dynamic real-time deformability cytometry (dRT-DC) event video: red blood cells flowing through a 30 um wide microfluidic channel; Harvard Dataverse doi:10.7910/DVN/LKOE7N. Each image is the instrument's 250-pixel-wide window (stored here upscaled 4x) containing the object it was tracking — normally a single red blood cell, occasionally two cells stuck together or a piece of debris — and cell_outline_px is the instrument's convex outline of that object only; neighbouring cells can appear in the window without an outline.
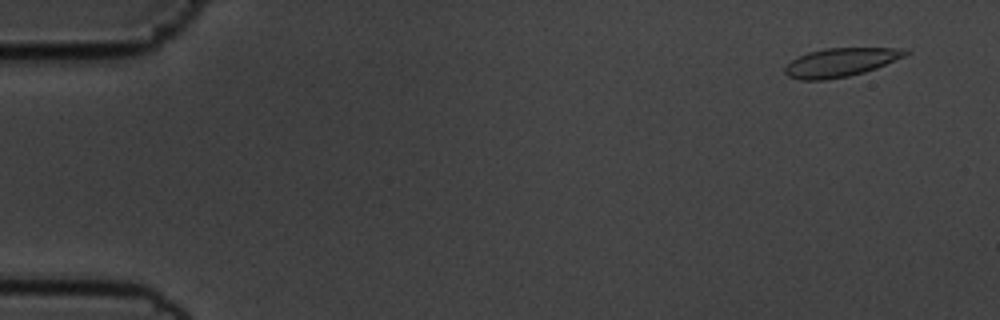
{"species": "common noctule bat (a hibernating species)", "species_latin": "Nyctalus noctula", "temperature_condition": "cold", "stored_images_in_passage": 56, "camera_frame_rate_fps": 3000, "um_per_image_px": 0.085, "animal": {"sex": "male", "body_mass_g": 19.5, "forearm_length_mm": 54.6}, "frame": {"image": 1, "passage_image": 4, "time_ms": 1.0, "image_size_px": [1000, 320], "cell_outline_px": [[912, 52], [904, 56], [876, 68], [864, 72], [848, 76], [824, 80], [800, 80], [788, 76], [784, 72], [784, 68], [792, 60], [808, 52], [824, 48], [908, 48]], "centroid_in_image_um": [71.46, 5.29], "position_along_channel_um": 13.5, "area_um2": 20.06}}
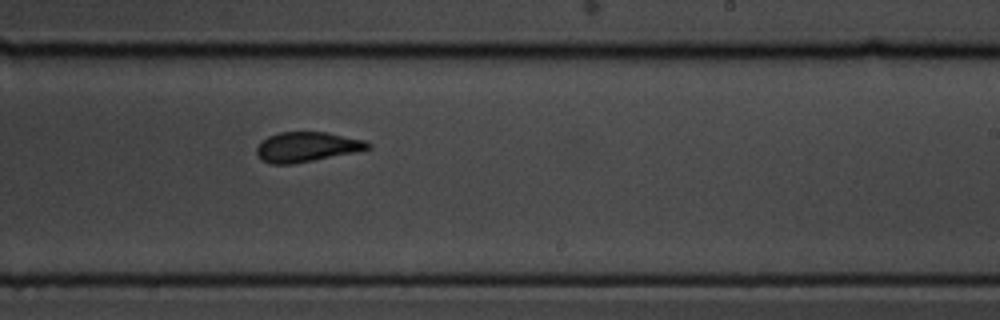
{"frame": {"image": 2, "passage_image": 35, "time_ms": 11.333, "image_size_px": [1000, 320], "cell_outline_px": [[372, 148], [356, 152], [292, 164], [272, 164], [256, 156], [256, 148], [260, 140], [268, 136], [280, 132], [328, 132], [364, 140], [372, 144]], "centroid_in_image_um": [26.07, 12.48], "position_along_channel_um": 262.9, "area_um2": 19.48}}
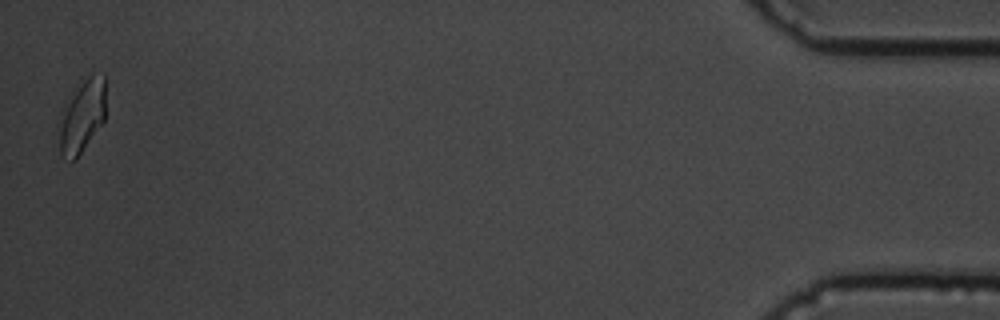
{"frame": {"image": 3, "passage_image": 56, "time_ms": 18.333, "image_size_px": [1000, 320], "cell_outline_px": [[104, 120], [76, 160], [72, 160], [60, 156], [56, 124], [60, 112], [72, 88], [88, 76], [104, 72]], "centroid_in_image_um": [6.89, 9.87], "position_along_channel_um": 428.3, "area_um2": 20.58}, "authors_computed_cell_mechanics": {"area_um2": 19.9988, "velocity_mm_per_s": 3.5918, "shape_relaxation_time_tau1_ms": 3.6987, "shape_relaxation_time_tau2_ms": 1.0741, "deformation_change_tau1": 0.0966, "deformation_change_tau2": 0.0406}}